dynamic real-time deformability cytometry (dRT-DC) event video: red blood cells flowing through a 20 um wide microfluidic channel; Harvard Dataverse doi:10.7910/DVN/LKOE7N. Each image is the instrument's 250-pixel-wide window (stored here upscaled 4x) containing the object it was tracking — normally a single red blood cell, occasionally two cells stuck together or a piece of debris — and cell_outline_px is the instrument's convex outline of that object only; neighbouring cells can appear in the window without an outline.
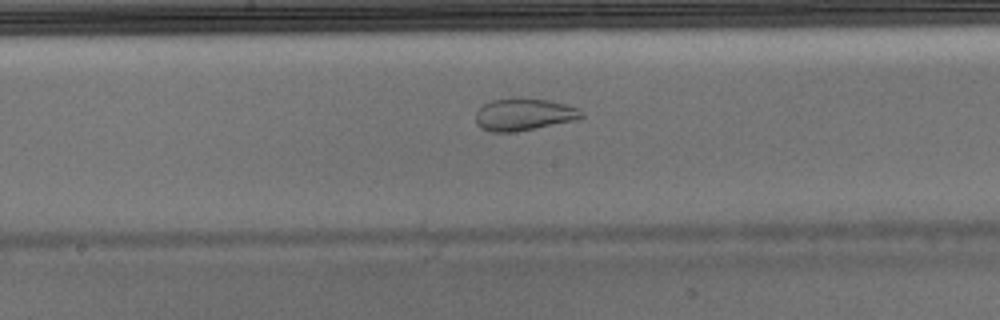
{"species": "Egyptian fruit bat (a non-hibernating species)", "species_latin": "Rousettus aegyptiacus", "temperature_condition": "warm", "stored_images_in_passage": 7, "camera_frame_rate_fps": 3000, "um_per_image_px": 0.085, "animal": {"sex": "male"}, "frame": {"image": 1, "passage_image": 7, "time_ms": 2.0, "image_size_px": [1000, 320], "cell_outline_px": [[584, 116], [580, 120], [516, 132], [492, 132], [480, 128], [476, 124], [476, 112], [484, 104], [492, 100], [512, 96], [516, 96], [548, 100], [580, 108], [584, 112]], "centroid_in_image_um": [44.56, 9.72], "position_along_channel_um": 203.6, "area_um2": 20.52}}